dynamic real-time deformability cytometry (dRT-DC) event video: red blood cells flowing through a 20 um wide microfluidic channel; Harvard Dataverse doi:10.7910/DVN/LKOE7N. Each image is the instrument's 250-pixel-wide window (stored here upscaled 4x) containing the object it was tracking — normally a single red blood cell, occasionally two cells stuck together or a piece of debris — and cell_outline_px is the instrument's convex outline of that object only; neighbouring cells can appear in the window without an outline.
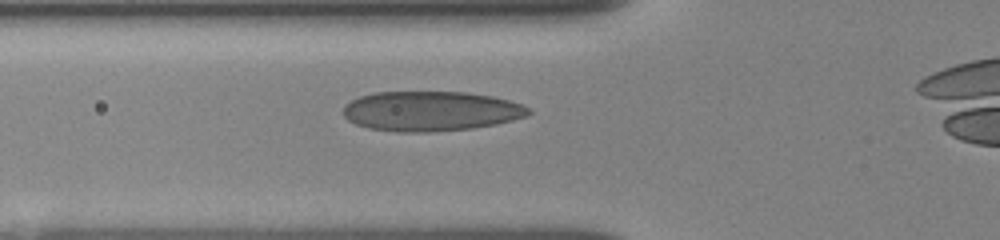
{"species": "human", "species_latin": "Homo sapiens", "temperature_condition": "room temperature", "stored_images_in_passage": 10, "camera_frame_rate_fps": 3000, "um_per_image_px": 0.085, "donor": {"sex": "female"}, "frame": {"image": 1, "passage_image": 5, "time_ms": 3.0, "image_size_px": [1000, 240], "cell_outline_px": [[532, 112], [528, 116], [496, 124], [472, 128], [428, 132], [396, 132], [368, 128], [356, 124], [348, 120], [344, 116], [344, 104], [360, 96], [376, 92], [464, 92], [492, 96], [508, 100], [520, 104], [528, 108]], "centroid_in_image_um": [36.61, 9.45], "position_along_channel_um": 89.2, "area_um2": 43.0}}
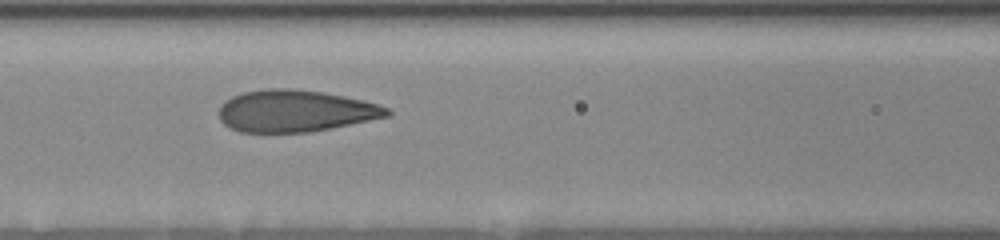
{"frame": {"image": 2, "passage_image": 7, "time_ms": 4.333, "image_size_px": [1000, 240], "cell_outline_px": [[392, 112], [388, 116], [308, 132], [240, 132], [224, 124], [220, 120], [220, 104], [232, 96], [244, 92], [268, 88], [292, 88], [324, 92], [364, 100], [388, 108]], "centroid_in_image_um": [25.07, 9.42], "position_along_channel_um": 141.5, "area_um2": 40.69}}
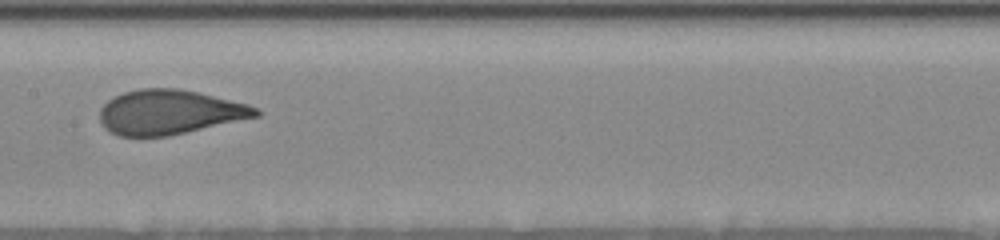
{"frame": {"image": 3, "passage_image": 9, "time_ms": 5.667, "image_size_px": [1000, 240], "cell_outline_px": [[260, 116], [168, 136], [120, 136], [108, 132], [104, 128], [100, 120], [100, 108], [108, 100], [124, 92], [140, 88], [176, 88], [196, 92], [248, 104], [256, 108], [260, 112]], "centroid_in_image_um": [14.38, 9.54], "position_along_channel_um": 193.0, "area_um2": 40.34}}